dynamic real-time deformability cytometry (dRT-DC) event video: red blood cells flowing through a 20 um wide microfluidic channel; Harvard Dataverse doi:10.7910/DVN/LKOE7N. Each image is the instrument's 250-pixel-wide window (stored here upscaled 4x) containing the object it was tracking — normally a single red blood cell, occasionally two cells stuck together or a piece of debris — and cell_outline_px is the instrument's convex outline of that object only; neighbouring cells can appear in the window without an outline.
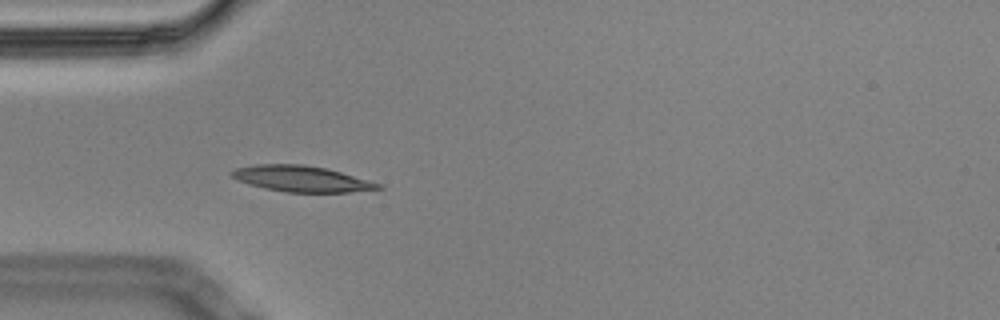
{"species": "Egyptian fruit bat (a non-hibernating species)", "species_latin": "Rousettus aegyptiacus", "temperature_condition": "cold", "stored_images_in_passage": 41, "camera_frame_rate_fps": 3000, "um_per_image_px": 0.085, "animal": {"sex": "male"}, "frame": {"image": 1, "passage_image": 10, "time_ms": 3.0, "image_size_px": [1000, 320], "cell_outline_px": [[384, 188], [348, 192], [288, 192], [264, 188], [248, 184], [232, 176], [232, 172], [236, 168], [256, 164], [304, 164], [324, 168], [340, 172], [380, 184]], "centroid_in_image_um": [25.61, 15.19], "position_along_channel_um": 59.4, "area_um2": 21.68}}
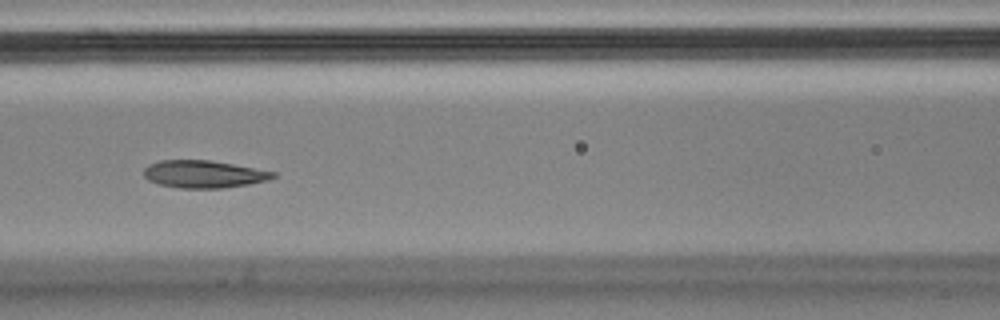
{"frame": {"image": 2, "passage_image": 18, "time_ms": 5.667, "image_size_px": [1000, 320], "cell_outline_px": [[276, 176], [268, 180], [248, 184], [224, 188], [180, 188], [160, 184], [148, 180], [144, 176], [144, 168], [148, 164], [160, 160], [208, 160], [232, 164], [276, 172]], "centroid_in_image_um": [17.3, 14.8], "position_along_channel_um": 149.3, "area_um2": 20.58}}
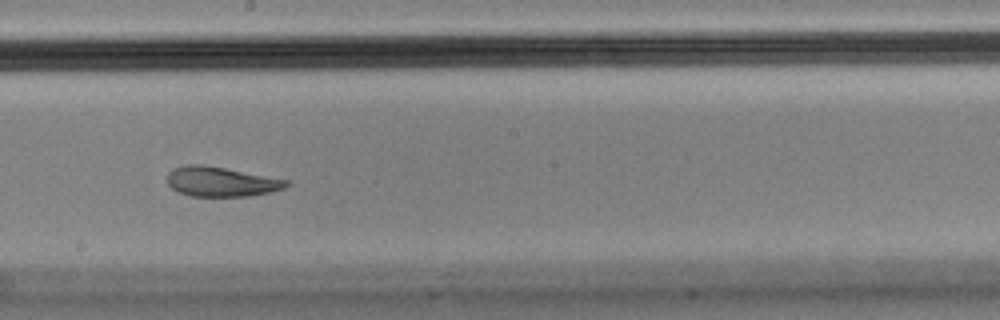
{"frame": {"image": 3, "passage_image": 25, "time_ms": 8.0, "image_size_px": [1000, 320], "cell_outline_px": [[288, 184], [284, 188], [268, 192], [248, 196], [192, 196], [176, 192], [168, 184], [168, 172], [172, 168], [188, 164], [204, 164], [288, 180]], "centroid_in_image_um": [18.73, 15.43], "position_along_channel_um": 229.5, "area_um2": 20.52}, "authors_computed_cell_mechanics": {"area_um2": 20.9814, "velocity_mm_per_s": 3.4442, "shape_relaxation_time_tau1_ms": null, "shape_relaxation_time_tau2_ms": 2.7114, "deformation_change_tau1": null, "deformation_change_tau2": 0.0759}}